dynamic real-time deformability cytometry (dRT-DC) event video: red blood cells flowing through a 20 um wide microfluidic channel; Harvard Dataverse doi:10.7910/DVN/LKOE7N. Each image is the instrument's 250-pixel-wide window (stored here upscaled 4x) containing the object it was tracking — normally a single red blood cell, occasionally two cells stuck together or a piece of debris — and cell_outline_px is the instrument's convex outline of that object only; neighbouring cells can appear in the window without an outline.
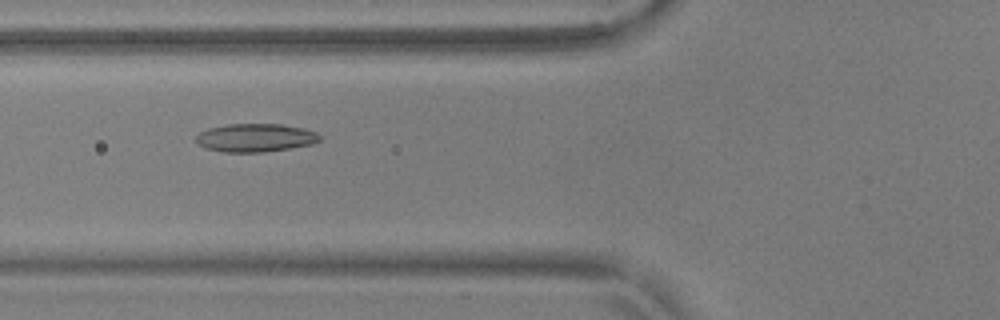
{"species": "common noctule bat (a hibernating species)", "species_latin": "Nyctalus noctula", "temperature_condition": "warm", "stored_images_in_passage": 55, "camera_frame_rate_fps": 3000, "um_per_image_px": 0.085, "animal": {"sex": "male", "body_mass_g": 17.9, "forearm_length_mm": 54.2}, "frame": {"image": 1, "passage_image": 22, "time_ms": 7.0, "image_size_px": [1000, 320], "cell_outline_px": [[320, 140], [312, 144], [292, 148], [264, 152], [224, 152], [208, 148], [200, 144], [196, 140], [196, 136], [200, 132], [208, 128], [228, 124], [280, 124], [300, 128], [316, 132], [320, 136]], "centroid_in_image_um": [21.72, 11.71], "position_along_channel_um": 104.1, "area_um2": 20.17}}
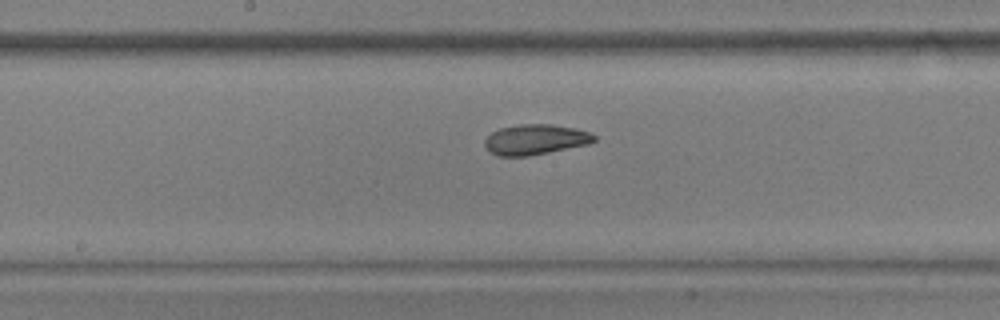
{"frame": {"image": 2, "passage_image": 30, "time_ms": 9.667, "image_size_px": [1000, 320], "cell_outline_px": [[596, 140], [588, 144], [528, 156], [496, 156], [484, 144], [484, 140], [492, 132], [500, 128], [520, 124], [552, 124], [576, 128], [592, 132], [596, 136]], "centroid_in_image_um": [45.53, 11.85], "position_along_channel_um": 202.7, "area_um2": 19.31}}
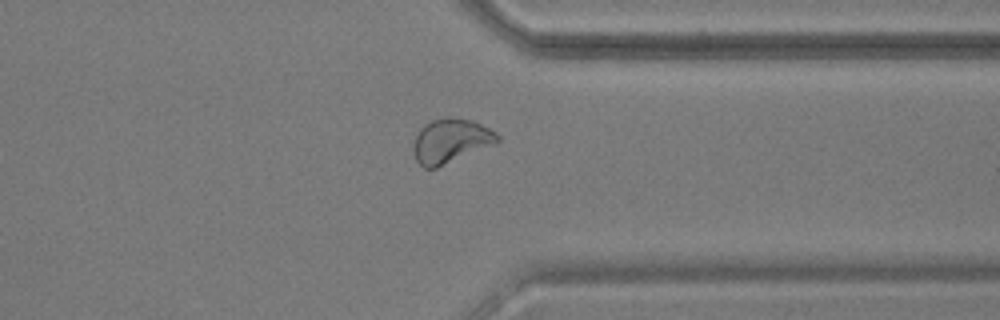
{"frame": {"image": 3, "passage_image": 44, "time_ms": 14.333, "image_size_px": [1000, 320], "cell_outline_px": [[500, 140], [436, 168], [424, 168], [416, 160], [412, 152], [412, 144], [420, 128], [424, 124], [432, 120], [444, 116], [448, 116], [472, 120], [496, 132], [500, 136]], "centroid_in_image_um": [38.24, 11.95], "position_along_channel_um": 373.2, "area_um2": 21.44}, "authors_computed_cell_mechanics": {"area_um2": 20.1722, "velocity_mm_per_s": 3.6836, "shape_relaxation_time_tau1_ms": 4.9562, "shape_relaxation_time_tau2_ms": 2.671, "deformation_change_tau1": 0.1368, "deformation_change_tau2": 0.0757}}